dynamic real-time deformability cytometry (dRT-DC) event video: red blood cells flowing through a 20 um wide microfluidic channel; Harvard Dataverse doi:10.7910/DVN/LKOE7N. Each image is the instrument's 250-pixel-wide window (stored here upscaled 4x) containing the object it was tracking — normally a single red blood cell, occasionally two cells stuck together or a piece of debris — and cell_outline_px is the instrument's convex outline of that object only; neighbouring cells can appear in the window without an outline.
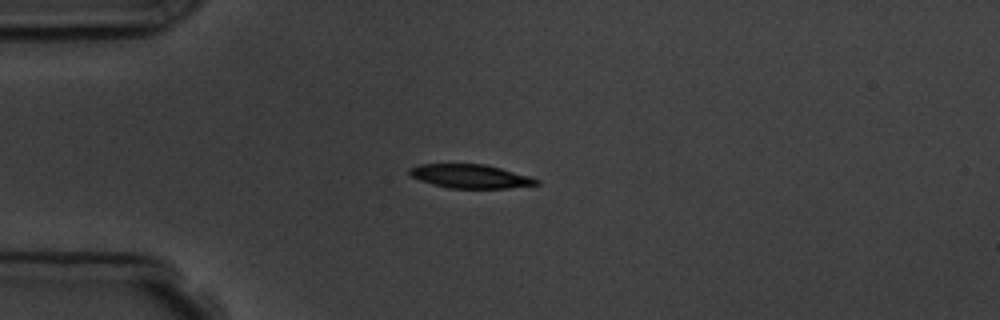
{"species": "common noctule bat (a hibernating species)", "species_latin": "Nyctalus noctula", "temperature_condition": "room temperature", "stored_images_in_passage": 7, "camera_frame_rate_fps": 3000, "um_per_image_px": 0.085, "animal": {"sex": "male", "body_mass_g": 19.5, "forearm_length_mm": 54.6}, "frame": {"image": 1, "passage_image": 4, "time_ms": 3.333, "image_size_px": [1000, 320], "cell_outline_px": [[540, 184], [508, 188], [448, 188], [432, 184], [420, 180], [412, 176], [408, 172], [408, 168], [420, 164], [484, 164], [500, 168], [528, 176], [540, 180]], "centroid_in_image_um": [39.96, 14.98], "position_along_channel_um": 45.0, "area_um2": 17.46}}